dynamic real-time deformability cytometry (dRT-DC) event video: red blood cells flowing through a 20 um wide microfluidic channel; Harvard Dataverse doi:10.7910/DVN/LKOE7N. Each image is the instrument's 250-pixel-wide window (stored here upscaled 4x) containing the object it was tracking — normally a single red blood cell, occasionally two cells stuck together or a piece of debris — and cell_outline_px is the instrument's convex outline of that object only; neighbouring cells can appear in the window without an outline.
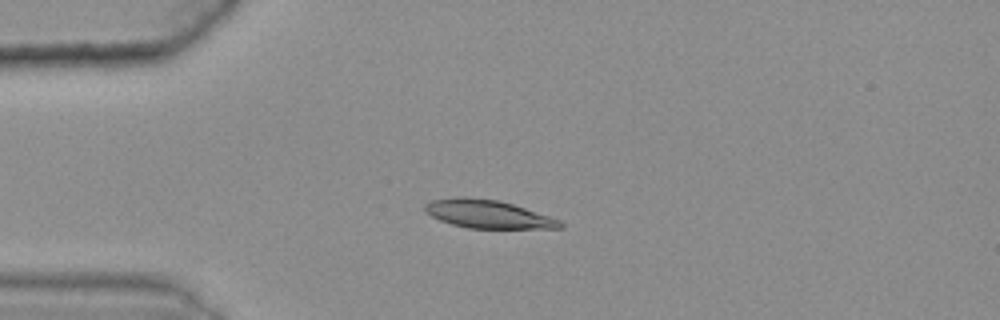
{"species": "common noctule bat (a hibernating species)", "species_latin": "Nyctalus noctula", "temperature_condition": "warm", "stored_images_in_passage": 44, "camera_frame_rate_fps": 3000, "um_per_image_px": 0.085, "animal": {"sex": "female", "body_mass_g": 25.1}, "frame": {"image": 1, "passage_image": 12, "time_ms": 3.667, "image_size_px": [1000, 320], "cell_outline_px": [[564, 228], [468, 228], [452, 224], [440, 220], [424, 212], [424, 204], [432, 200], [460, 196], [464, 196], [500, 200], [560, 220], [564, 224]], "centroid_in_image_um": [41.44, 18.19], "position_along_channel_um": 43.6, "area_um2": 22.14}}
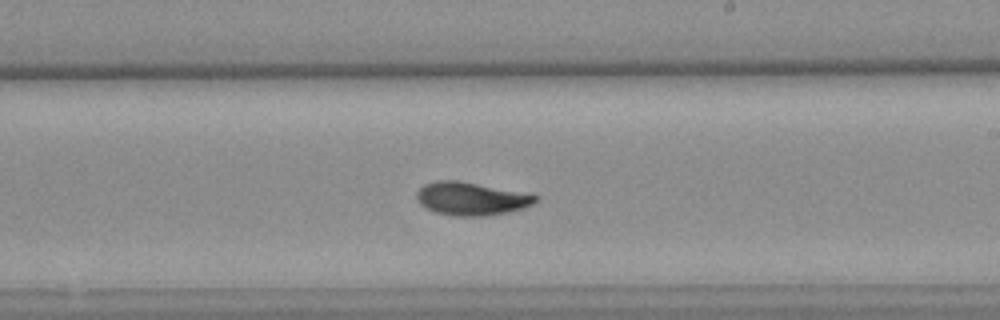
{"frame": {"image": 2, "passage_image": 31, "time_ms": 10.0, "image_size_px": [1000, 320], "cell_outline_px": [[540, 200], [532, 204], [508, 212], [484, 216], [456, 216], [436, 212], [420, 204], [416, 200], [416, 192], [424, 184], [436, 180], [456, 180], [540, 196]], "centroid_in_image_um": [40.02, 16.89], "position_along_channel_um": 249.0, "area_um2": 22.6}}
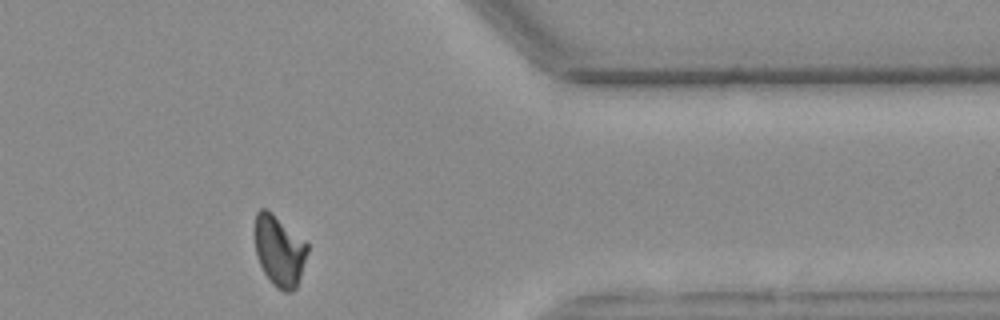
{"frame": {"image": 3, "passage_image": 44, "time_ms": 14.333, "image_size_px": [1000, 320], "cell_outline_px": [[308, 252], [296, 288], [292, 292], [284, 292], [276, 288], [272, 284], [264, 272], [256, 256], [256, 212], [260, 208], [264, 208], [272, 212], [304, 240], [308, 244]], "centroid_in_image_um": [23.75, 21.33], "position_along_channel_um": 387.6, "area_um2": 21.56}, "authors_computed_cell_mechanics": {"area_um2": 22.3686, "velocity_mm_per_s": 3.5995, "shape_relaxation_time_tau1_ms": 5.3794, "shape_relaxation_time_tau2_ms": 2.3726, "deformation_change_tau1": 0.1638, "deformation_change_tau2": 0.0562}}